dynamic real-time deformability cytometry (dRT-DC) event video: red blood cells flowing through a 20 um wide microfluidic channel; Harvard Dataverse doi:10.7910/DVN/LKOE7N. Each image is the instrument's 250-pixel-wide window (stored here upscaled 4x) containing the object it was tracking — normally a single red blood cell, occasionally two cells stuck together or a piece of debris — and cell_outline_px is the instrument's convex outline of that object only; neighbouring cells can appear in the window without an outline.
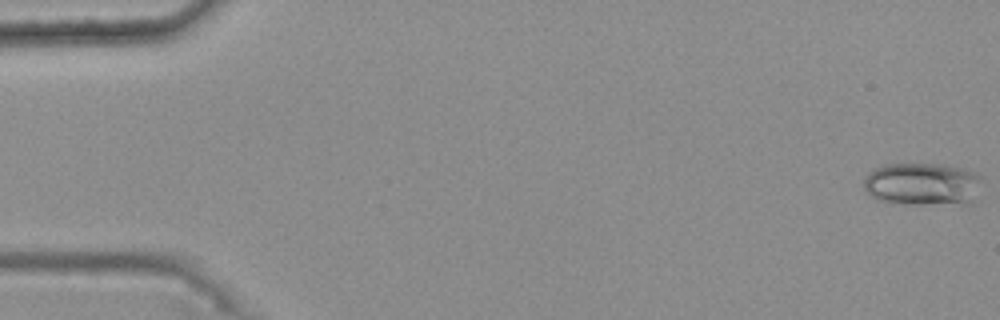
{"species": "common noctule bat (a hibernating species)", "species_latin": "Nyctalus noctula", "temperature_condition": "warm", "stored_images_in_passage": 49, "camera_frame_rate_fps": 3000, "um_per_image_px": 0.085, "animal": {"sex": "female", "body_mass_g": 25.1}, "frame": {"image": 1, "passage_image": 1, "time_ms": 0.0, "image_size_px": [1000, 320], "cell_outline_px": [[980, 180], [972, 204], [912, 204], [876, 200], [864, 188], [864, 176], [868, 172], [884, 164], [944, 164], [964, 168], [980, 176]], "centroid_in_image_um": [78.39, 15.64], "position_along_channel_um": 6.6, "area_um2": 29.48}}
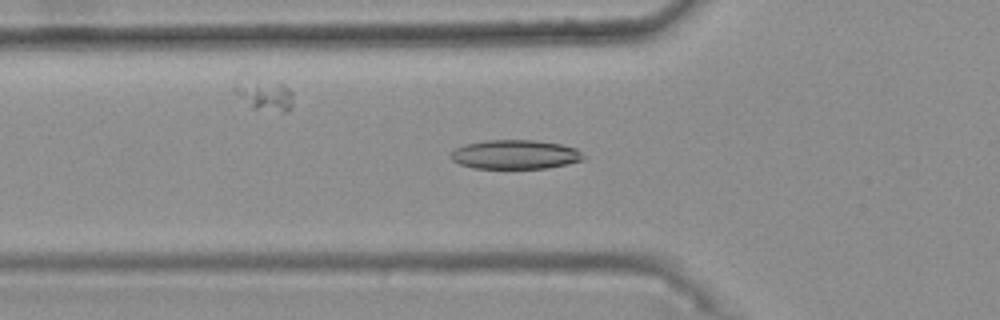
{"frame": {"image": 2, "passage_image": 19, "time_ms": 6.0, "image_size_px": [1000, 320], "cell_outline_px": [[584, 160], [568, 164], [548, 168], [472, 168], [460, 164], [452, 160], [448, 156], [456, 148], [464, 144], [484, 140], [532, 140], [560, 144], [576, 148], [584, 156]], "centroid_in_image_um": [43.77, 13.13], "position_along_channel_um": 82.0, "area_um2": 22.6}}
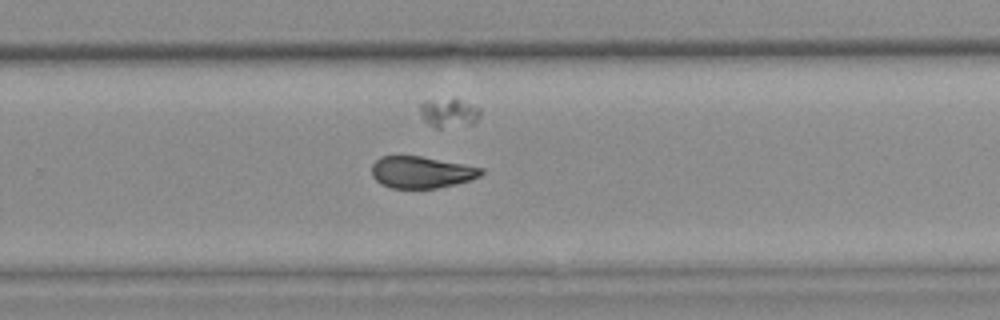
{"frame": {"image": 3, "passage_image": 36, "time_ms": 11.667, "image_size_px": [1000, 320], "cell_outline_px": [[484, 172], [480, 176], [472, 180], [456, 184], [436, 188], [392, 188], [380, 184], [372, 176], [372, 164], [380, 156], [420, 156], [484, 168]], "centroid_in_image_um": [35.82, 14.64], "position_along_channel_um": 294.0, "area_um2": 20.29}, "authors_computed_cell_mechanics": {"area_um2": 21.2126, "velocity_mm_per_s": 3.7346, "shape_relaxation_time_tau1_ms": 9.6455, "shape_relaxation_time_tau2_ms": 2.2526, "deformation_change_tau1": 0.1779, "deformation_change_tau2": 0.0837}}